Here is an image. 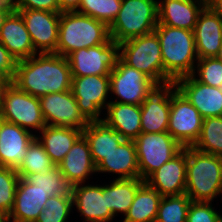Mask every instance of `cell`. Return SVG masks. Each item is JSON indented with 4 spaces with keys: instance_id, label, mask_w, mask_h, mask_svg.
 <instances>
[{
    "instance_id": "33",
    "label": "cell",
    "mask_w": 222,
    "mask_h": 222,
    "mask_svg": "<svg viewBox=\"0 0 222 222\" xmlns=\"http://www.w3.org/2000/svg\"><path fill=\"white\" fill-rule=\"evenodd\" d=\"M191 199L187 194L163 196L155 222H186Z\"/></svg>"
},
{
    "instance_id": "45",
    "label": "cell",
    "mask_w": 222,
    "mask_h": 222,
    "mask_svg": "<svg viewBox=\"0 0 222 222\" xmlns=\"http://www.w3.org/2000/svg\"><path fill=\"white\" fill-rule=\"evenodd\" d=\"M11 81L3 76H0V111L3 104V96L6 88L9 86Z\"/></svg>"
},
{
    "instance_id": "27",
    "label": "cell",
    "mask_w": 222,
    "mask_h": 222,
    "mask_svg": "<svg viewBox=\"0 0 222 222\" xmlns=\"http://www.w3.org/2000/svg\"><path fill=\"white\" fill-rule=\"evenodd\" d=\"M82 134L83 130L46 125L35 138L43 146L55 166H58Z\"/></svg>"
},
{
    "instance_id": "8",
    "label": "cell",
    "mask_w": 222,
    "mask_h": 222,
    "mask_svg": "<svg viewBox=\"0 0 222 222\" xmlns=\"http://www.w3.org/2000/svg\"><path fill=\"white\" fill-rule=\"evenodd\" d=\"M134 142L137 150L139 176L143 181L183 149V146L168 132H141Z\"/></svg>"
},
{
    "instance_id": "48",
    "label": "cell",
    "mask_w": 222,
    "mask_h": 222,
    "mask_svg": "<svg viewBox=\"0 0 222 222\" xmlns=\"http://www.w3.org/2000/svg\"><path fill=\"white\" fill-rule=\"evenodd\" d=\"M217 58L222 61V46H221V49L219 51V54H218Z\"/></svg>"
},
{
    "instance_id": "28",
    "label": "cell",
    "mask_w": 222,
    "mask_h": 222,
    "mask_svg": "<svg viewBox=\"0 0 222 222\" xmlns=\"http://www.w3.org/2000/svg\"><path fill=\"white\" fill-rule=\"evenodd\" d=\"M91 157L97 166L105 156L109 155L124 140L122 135L110 127L105 121H92L84 129Z\"/></svg>"
},
{
    "instance_id": "38",
    "label": "cell",
    "mask_w": 222,
    "mask_h": 222,
    "mask_svg": "<svg viewBox=\"0 0 222 222\" xmlns=\"http://www.w3.org/2000/svg\"><path fill=\"white\" fill-rule=\"evenodd\" d=\"M19 178L15 168L0 166V208L8 215L14 206Z\"/></svg>"
},
{
    "instance_id": "2",
    "label": "cell",
    "mask_w": 222,
    "mask_h": 222,
    "mask_svg": "<svg viewBox=\"0 0 222 222\" xmlns=\"http://www.w3.org/2000/svg\"><path fill=\"white\" fill-rule=\"evenodd\" d=\"M154 32L161 45L163 86L192 75L199 59L193 31L168 25H157Z\"/></svg>"
},
{
    "instance_id": "50",
    "label": "cell",
    "mask_w": 222,
    "mask_h": 222,
    "mask_svg": "<svg viewBox=\"0 0 222 222\" xmlns=\"http://www.w3.org/2000/svg\"><path fill=\"white\" fill-rule=\"evenodd\" d=\"M218 89L222 92V85H220V86L218 87Z\"/></svg>"
},
{
    "instance_id": "47",
    "label": "cell",
    "mask_w": 222,
    "mask_h": 222,
    "mask_svg": "<svg viewBox=\"0 0 222 222\" xmlns=\"http://www.w3.org/2000/svg\"><path fill=\"white\" fill-rule=\"evenodd\" d=\"M0 222H9V215L0 208Z\"/></svg>"
},
{
    "instance_id": "5",
    "label": "cell",
    "mask_w": 222,
    "mask_h": 222,
    "mask_svg": "<svg viewBox=\"0 0 222 222\" xmlns=\"http://www.w3.org/2000/svg\"><path fill=\"white\" fill-rule=\"evenodd\" d=\"M158 25V0H122L121 8L109 26L117 43L154 32Z\"/></svg>"
},
{
    "instance_id": "13",
    "label": "cell",
    "mask_w": 222,
    "mask_h": 222,
    "mask_svg": "<svg viewBox=\"0 0 222 222\" xmlns=\"http://www.w3.org/2000/svg\"><path fill=\"white\" fill-rule=\"evenodd\" d=\"M39 99L47 126H61L83 130L90 123L81 113L71 90L50 93L41 96Z\"/></svg>"
},
{
    "instance_id": "31",
    "label": "cell",
    "mask_w": 222,
    "mask_h": 222,
    "mask_svg": "<svg viewBox=\"0 0 222 222\" xmlns=\"http://www.w3.org/2000/svg\"><path fill=\"white\" fill-rule=\"evenodd\" d=\"M22 178L29 184L36 185L37 188L47 192L49 197L54 195H71L72 186L68 183L67 179L63 177V173L58 166L44 173H30Z\"/></svg>"
},
{
    "instance_id": "30",
    "label": "cell",
    "mask_w": 222,
    "mask_h": 222,
    "mask_svg": "<svg viewBox=\"0 0 222 222\" xmlns=\"http://www.w3.org/2000/svg\"><path fill=\"white\" fill-rule=\"evenodd\" d=\"M161 198L155 189L144 182L138 188L122 222H155Z\"/></svg>"
},
{
    "instance_id": "25",
    "label": "cell",
    "mask_w": 222,
    "mask_h": 222,
    "mask_svg": "<svg viewBox=\"0 0 222 222\" xmlns=\"http://www.w3.org/2000/svg\"><path fill=\"white\" fill-rule=\"evenodd\" d=\"M0 42L17 61L37 53L19 12L9 15L5 20L0 31Z\"/></svg>"
},
{
    "instance_id": "18",
    "label": "cell",
    "mask_w": 222,
    "mask_h": 222,
    "mask_svg": "<svg viewBox=\"0 0 222 222\" xmlns=\"http://www.w3.org/2000/svg\"><path fill=\"white\" fill-rule=\"evenodd\" d=\"M170 107L171 84L156 87L140 105L142 132H167Z\"/></svg>"
},
{
    "instance_id": "6",
    "label": "cell",
    "mask_w": 222,
    "mask_h": 222,
    "mask_svg": "<svg viewBox=\"0 0 222 222\" xmlns=\"http://www.w3.org/2000/svg\"><path fill=\"white\" fill-rule=\"evenodd\" d=\"M120 59L163 86L161 45L155 32L120 43Z\"/></svg>"
},
{
    "instance_id": "10",
    "label": "cell",
    "mask_w": 222,
    "mask_h": 222,
    "mask_svg": "<svg viewBox=\"0 0 222 222\" xmlns=\"http://www.w3.org/2000/svg\"><path fill=\"white\" fill-rule=\"evenodd\" d=\"M71 91L83 116L89 121H100L110 103L109 76L90 75L72 77Z\"/></svg>"
},
{
    "instance_id": "46",
    "label": "cell",
    "mask_w": 222,
    "mask_h": 222,
    "mask_svg": "<svg viewBox=\"0 0 222 222\" xmlns=\"http://www.w3.org/2000/svg\"><path fill=\"white\" fill-rule=\"evenodd\" d=\"M11 14L12 13H6V12H3V11H0V31H1L2 26L4 25L5 20Z\"/></svg>"
},
{
    "instance_id": "22",
    "label": "cell",
    "mask_w": 222,
    "mask_h": 222,
    "mask_svg": "<svg viewBox=\"0 0 222 222\" xmlns=\"http://www.w3.org/2000/svg\"><path fill=\"white\" fill-rule=\"evenodd\" d=\"M96 172L103 176L108 173L113 179L140 178L135 142L123 140L96 166Z\"/></svg>"
},
{
    "instance_id": "7",
    "label": "cell",
    "mask_w": 222,
    "mask_h": 222,
    "mask_svg": "<svg viewBox=\"0 0 222 222\" xmlns=\"http://www.w3.org/2000/svg\"><path fill=\"white\" fill-rule=\"evenodd\" d=\"M1 119L32 132L35 136L46 126L40 99L10 83L3 96Z\"/></svg>"
},
{
    "instance_id": "19",
    "label": "cell",
    "mask_w": 222,
    "mask_h": 222,
    "mask_svg": "<svg viewBox=\"0 0 222 222\" xmlns=\"http://www.w3.org/2000/svg\"><path fill=\"white\" fill-rule=\"evenodd\" d=\"M35 135L22 127L0 120V166L17 168Z\"/></svg>"
},
{
    "instance_id": "12",
    "label": "cell",
    "mask_w": 222,
    "mask_h": 222,
    "mask_svg": "<svg viewBox=\"0 0 222 222\" xmlns=\"http://www.w3.org/2000/svg\"><path fill=\"white\" fill-rule=\"evenodd\" d=\"M199 111L171 84V107L167 132L183 147L198 140L203 124Z\"/></svg>"
},
{
    "instance_id": "21",
    "label": "cell",
    "mask_w": 222,
    "mask_h": 222,
    "mask_svg": "<svg viewBox=\"0 0 222 222\" xmlns=\"http://www.w3.org/2000/svg\"><path fill=\"white\" fill-rule=\"evenodd\" d=\"M198 58L217 57L222 46V19L207 5L193 30Z\"/></svg>"
},
{
    "instance_id": "3",
    "label": "cell",
    "mask_w": 222,
    "mask_h": 222,
    "mask_svg": "<svg viewBox=\"0 0 222 222\" xmlns=\"http://www.w3.org/2000/svg\"><path fill=\"white\" fill-rule=\"evenodd\" d=\"M185 194L194 202L218 201L222 196V157L187 147Z\"/></svg>"
},
{
    "instance_id": "23",
    "label": "cell",
    "mask_w": 222,
    "mask_h": 222,
    "mask_svg": "<svg viewBox=\"0 0 222 222\" xmlns=\"http://www.w3.org/2000/svg\"><path fill=\"white\" fill-rule=\"evenodd\" d=\"M205 6L201 0H158V25L193 31Z\"/></svg>"
},
{
    "instance_id": "39",
    "label": "cell",
    "mask_w": 222,
    "mask_h": 222,
    "mask_svg": "<svg viewBox=\"0 0 222 222\" xmlns=\"http://www.w3.org/2000/svg\"><path fill=\"white\" fill-rule=\"evenodd\" d=\"M213 204L191 201L186 222H222V213Z\"/></svg>"
},
{
    "instance_id": "26",
    "label": "cell",
    "mask_w": 222,
    "mask_h": 222,
    "mask_svg": "<svg viewBox=\"0 0 222 222\" xmlns=\"http://www.w3.org/2000/svg\"><path fill=\"white\" fill-rule=\"evenodd\" d=\"M103 115V121L119 132L124 140L134 141L142 132L140 105L110 102Z\"/></svg>"
},
{
    "instance_id": "35",
    "label": "cell",
    "mask_w": 222,
    "mask_h": 222,
    "mask_svg": "<svg viewBox=\"0 0 222 222\" xmlns=\"http://www.w3.org/2000/svg\"><path fill=\"white\" fill-rule=\"evenodd\" d=\"M122 0H81L77 13L93 17L110 26L118 15Z\"/></svg>"
},
{
    "instance_id": "15",
    "label": "cell",
    "mask_w": 222,
    "mask_h": 222,
    "mask_svg": "<svg viewBox=\"0 0 222 222\" xmlns=\"http://www.w3.org/2000/svg\"><path fill=\"white\" fill-rule=\"evenodd\" d=\"M37 53H55L58 44L60 14L57 12L18 9Z\"/></svg>"
},
{
    "instance_id": "11",
    "label": "cell",
    "mask_w": 222,
    "mask_h": 222,
    "mask_svg": "<svg viewBox=\"0 0 222 222\" xmlns=\"http://www.w3.org/2000/svg\"><path fill=\"white\" fill-rule=\"evenodd\" d=\"M66 58L72 77L109 76L120 58V44L112 40L101 45L76 50Z\"/></svg>"
},
{
    "instance_id": "37",
    "label": "cell",
    "mask_w": 222,
    "mask_h": 222,
    "mask_svg": "<svg viewBox=\"0 0 222 222\" xmlns=\"http://www.w3.org/2000/svg\"><path fill=\"white\" fill-rule=\"evenodd\" d=\"M192 76L203 84L218 88L222 85V61L217 57L199 58Z\"/></svg>"
},
{
    "instance_id": "36",
    "label": "cell",
    "mask_w": 222,
    "mask_h": 222,
    "mask_svg": "<svg viewBox=\"0 0 222 222\" xmlns=\"http://www.w3.org/2000/svg\"><path fill=\"white\" fill-rule=\"evenodd\" d=\"M72 212V195H54L48 198L35 222H70L67 220H70Z\"/></svg>"
},
{
    "instance_id": "40",
    "label": "cell",
    "mask_w": 222,
    "mask_h": 222,
    "mask_svg": "<svg viewBox=\"0 0 222 222\" xmlns=\"http://www.w3.org/2000/svg\"><path fill=\"white\" fill-rule=\"evenodd\" d=\"M16 64L17 60L0 42V76L9 79L12 82L16 71Z\"/></svg>"
},
{
    "instance_id": "34",
    "label": "cell",
    "mask_w": 222,
    "mask_h": 222,
    "mask_svg": "<svg viewBox=\"0 0 222 222\" xmlns=\"http://www.w3.org/2000/svg\"><path fill=\"white\" fill-rule=\"evenodd\" d=\"M55 167L43 146L35 138L28 146L25 158L16 168L19 177L29 175L30 173H44Z\"/></svg>"
},
{
    "instance_id": "43",
    "label": "cell",
    "mask_w": 222,
    "mask_h": 222,
    "mask_svg": "<svg viewBox=\"0 0 222 222\" xmlns=\"http://www.w3.org/2000/svg\"><path fill=\"white\" fill-rule=\"evenodd\" d=\"M0 11L15 14L18 12V6L13 0H0Z\"/></svg>"
},
{
    "instance_id": "32",
    "label": "cell",
    "mask_w": 222,
    "mask_h": 222,
    "mask_svg": "<svg viewBox=\"0 0 222 222\" xmlns=\"http://www.w3.org/2000/svg\"><path fill=\"white\" fill-rule=\"evenodd\" d=\"M192 147L222 157V116L203 119L200 136Z\"/></svg>"
},
{
    "instance_id": "14",
    "label": "cell",
    "mask_w": 222,
    "mask_h": 222,
    "mask_svg": "<svg viewBox=\"0 0 222 222\" xmlns=\"http://www.w3.org/2000/svg\"><path fill=\"white\" fill-rule=\"evenodd\" d=\"M97 182L72 186L73 209L77 210L83 222H113L116 217L107 208L106 182Z\"/></svg>"
},
{
    "instance_id": "20",
    "label": "cell",
    "mask_w": 222,
    "mask_h": 222,
    "mask_svg": "<svg viewBox=\"0 0 222 222\" xmlns=\"http://www.w3.org/2000/svg\"><path fill=\"white\" fill-rule=\"evenodd\" d=\"M58 167L71 186L89 183L91 177L93 179L97 176L90 146L83 134L75 141Z\"/></svg>"
},
{
    "instance_id": "1",
    "label": "cell",
    "mask_w": 222,
    "mask_h": 222,
    "mask_svg": "<svg viewBox=\"0 0 222 222\" xmlns=\"http://www.w3.org/2000/svg\"><path fill=\"white\" fill-rule=\"evenodd\" d=\"M19 90L40 98L71 90L72 74L66 57L56 53H36L17 61L11 82Z\"/></svg>"
},
{
    "instance_id": "17",
    "label": "cell",
    "mask_w": 222,
    "mask_h": 222,
    "mask_svg": "<svg viewBox=\"0 0 222 222\" xmlns=\"http://www.w3.org/2000/svg\"><path fill=\"white\" fill-rule=\"evenodd\" d=\"M173 84L203 118L222 116V92L217 87L203 84L192 75L177 79Z\"/></svg>"
},
{
    "instance_id": "49",
    "label": "cell",
    "mask_w": 222,
    "mask_h": 222,
    "mask_svg": "<svg viewBox=\"0 0 222 222\" xmlns=\"http://www.w3.org/2000/svg\"><path fill=\"white\" fill-rule=\"evenodd\" d=\"M13 1L18 5L20 0H13Z\"/></svg>"
},
{
    "instance_id": "42",
    "label": "cell",
    "mask_w": 222,
    "mask_h": 222,
    "mask_svg": "<svg viewBox=\"0 0 222 222\" xmlns=\"http://www.w3.org/2000/svg\"><path fill=\"white\" fill-rule=\"evenodd\" d=\"M61 12H73L79 8L81 0H58Z\"/></svg>"
},
{
    "instance_id": "9",
    "label": "cell",
    "mask_w": 222,
    "mask_h": 222,
    "mask_svg": "<svg viewBox=\"0 0 222 222\" xmlns=\"http://www.w3.org/2000/svg\"><path fill=\"white\" fill-rule=\"evenodd\" d=\"M109 78L110 102L141 105L158 87L148 76L127 65L120 58L116 67L111 70Z\"/></svg>"
},
{
    "instance_id": "41",
    "label": "cell",
    "mask_w": 222,
    "mask_h": 222,
    "mask_svg": "<svg viewBox=\"0 0 222 222\" xmlns=\"http://www.w3.org/2000/svg\"><path fill=\"white\" fill-rule=\"evenodd\" d=\"M18 9L43 10L61 13L58 0H20Z\"/></svg>"
},
{
    "instance_id": "29",
    "label": "cell",
    "mask_w": 222,
    "mask_h": 222,
    "mask_svg": "<svg viewBox=\"0 0 222 222\" xmlns=\"http://www.w3.org/2000/svg\"><path fill=\"white\" fill-rule=\"evenodd\" d=\"M106 183L107 208L118 217H124L129 210L138 188L145 182L140 178L112 179Z\"/></svg>"
},
{
    "instance_id": "44",
    "label": "cell",
    "mask_w": 222,
    "mask_h": 222,
    "mask_svg": "<svg viewBox=\"0 0 222 222\" xmlns=\"http://www.w3.org/2000/svg\"><path fill=\"white\" fill-rule=\"evenodd\" d=\"M206 5L222 19V0H209Z\"/></svg>"
},
{
    "instance_id": "16",
    "label": "cell",
    "mask_w": 222,
    "mask_h": 222,
    "mask_svg": "<svg viewBox=\"0 0 222 222\" xmlns=\"http://www.w3.org/2000/svg\"><path fill=\"white\" fill-rule=\"evenodd\" d=\"M187 147L153 172L145 182L162 197L186 192Z\"/></svg>"
},
{
    "instance_id": "24",
    "label": "cell",
    "mask_w": 222,
    "mask_h": 222,
    "mask_svg": "<svg viewBox=\"0 0 222 222\" xmlns=\"http://www.w3.org/2000/svg\"><path fill=\"white\" fill-rule=\"evenodd\" d=\"M48 198L47 192L20 177L9 222H35Z\"/></svg>"
},
{
    "instance_id": "4",
    "label": "cell",
    "mask_w": 222,
    "mask_h": 222,
    "mask_svg": "<svg viewBox=\"0 0 222 222\" xmlns=\"http://www.w3.org/2000/svg\"><path fill=\"white\" fill-rule=\"evenodd\" d=\"M112 41L109 26L93 17L73 12H61L56 54L70 53Z\"/></svg>"
}]
</instances>
